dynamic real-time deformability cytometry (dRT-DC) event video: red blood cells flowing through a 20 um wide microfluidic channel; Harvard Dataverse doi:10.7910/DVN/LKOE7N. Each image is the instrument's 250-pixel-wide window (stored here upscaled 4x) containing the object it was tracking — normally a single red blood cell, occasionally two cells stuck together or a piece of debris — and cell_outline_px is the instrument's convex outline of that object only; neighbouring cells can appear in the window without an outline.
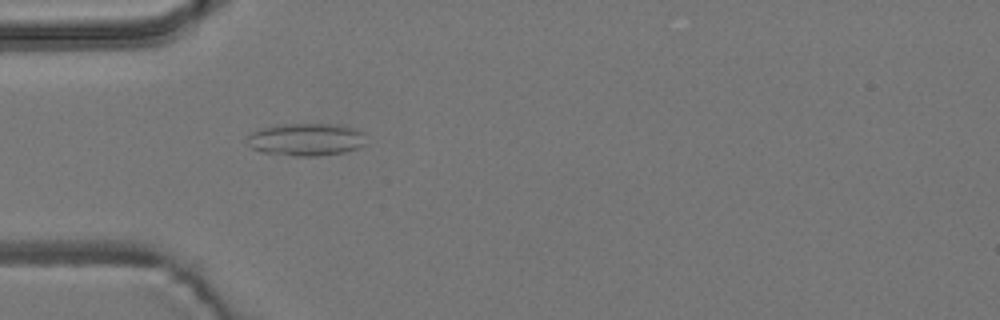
{"species": "common noctule bat (a hibernating species)", "species_latin": "Nyctalus noctula", "temperature_condition": "room temperature", "stored_images_in_passage": 6, "camera_frame_rate_fps": 3000, "um_per_image_px": 0.085, "animal": {"sex": "male", "body_mass_g": 19.2, "forearm_length_mm": 51.8}, "frame": {"image": 1, "passage_image": 6, "time_ms": 7.0, "image_size_px": [1000, 320], "cell_outline_px": [[364, 144], [356, 148], [344, 152], [316, 156], [292, 156], [260, 152], [252, 148], [248, 144], [248, 136], [252, 132], [276, 124], [336, 124], [356, 128], [364, 132]], "centroid_in_image_um": [26.01, 11.85], "position_along_channel_um": 59.0, "area_um2": 22.6}}